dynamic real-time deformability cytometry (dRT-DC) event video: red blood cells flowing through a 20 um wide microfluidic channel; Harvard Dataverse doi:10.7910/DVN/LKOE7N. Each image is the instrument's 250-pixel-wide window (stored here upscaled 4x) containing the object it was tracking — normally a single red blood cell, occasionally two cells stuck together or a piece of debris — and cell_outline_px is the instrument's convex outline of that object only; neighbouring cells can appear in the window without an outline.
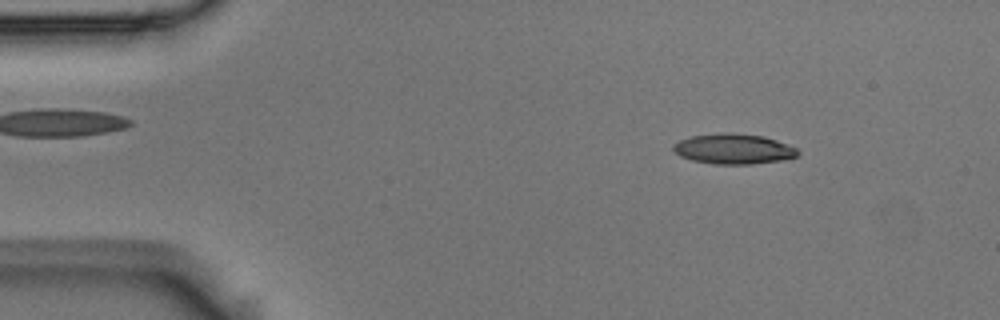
{"species": "Egyptian fruit bat (a non-hibernating species)", "species_latin": "Rousettus aegyptiacus", "temperature_condition": "room temperature", "stored_images_in_passage": 6, "camera_frame_rate_fps": 3000, "um_per_image_px": 0.085, "animal": {"sex": "male"}, "frame": {"image": 1, "passage_image": 1, "time_ms": 0.0, "image_size_px": [1000, 320], "cell_outline_px": [[800, 152], [796, 156], [784, 160], [752, 164], [712, 164], [692, 160], [680, 156], [672, 148], [680, 140], [692, 136], [716, 132], [732, 132], [764, 136], [776, 140], [796, 148]], "centroid_in_image_um": [62.36, 12.65], "position_along_channel_um": 22.6, "area_um2": 22.02}}
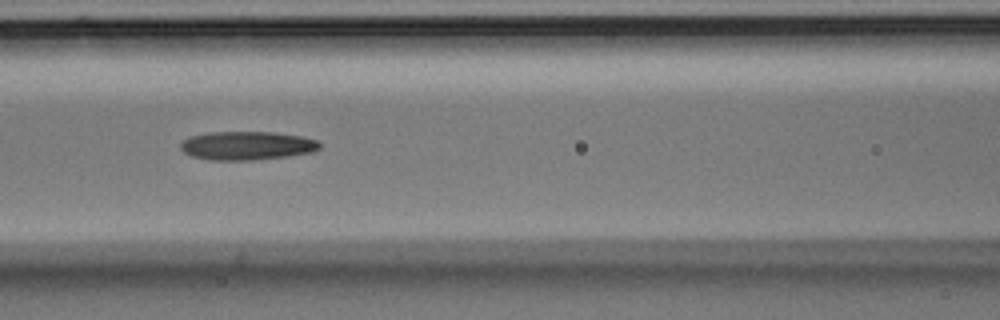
{"frame": {"image": 2, "passage_image": 5, "time_ms": 1.333, "image_size_px": [1000, 320], "cell_outline_px": [[320, 148], [312, 152], [288, 156], [256, 160], [208, 160], [192, 156], [184, 152], [180, 148], [180, 140], [188, 136], [208, 132], [272, 132], [300, 136], [316, 140], [320, 144]], "centroid_in_image_um": [20.93, 12.38], "position_along_channel_um": 145.7, "area_um2": 23.35}}
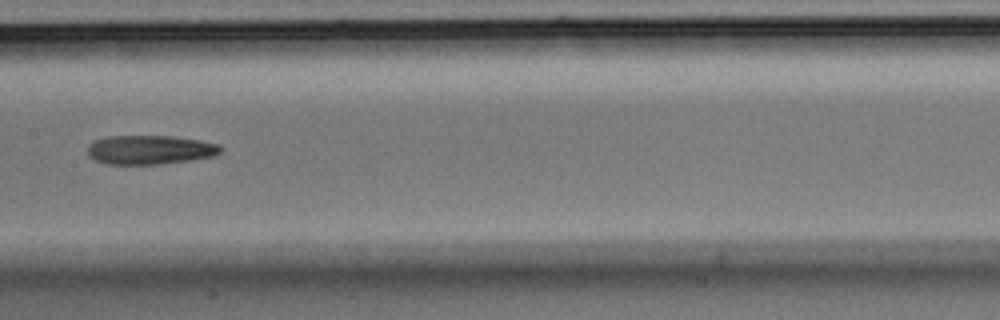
{"frame": {"image": 3, "passage_image": 6, "time_ms": 1.667, "image_size_px": [1000, 320], "cell_outline_px": [[224, 148], [216, 156], [192, 160], [164, 164], [108, 164], [96, 160], [88, 156], [88, 144], [96, 140], [108, 136], [168, 136], [200, 140], [216, 144]], "centroid_in_image_um": [12.76, 12.74], "position_along_channel_um": 194.6, "area_um2": 22.6}}